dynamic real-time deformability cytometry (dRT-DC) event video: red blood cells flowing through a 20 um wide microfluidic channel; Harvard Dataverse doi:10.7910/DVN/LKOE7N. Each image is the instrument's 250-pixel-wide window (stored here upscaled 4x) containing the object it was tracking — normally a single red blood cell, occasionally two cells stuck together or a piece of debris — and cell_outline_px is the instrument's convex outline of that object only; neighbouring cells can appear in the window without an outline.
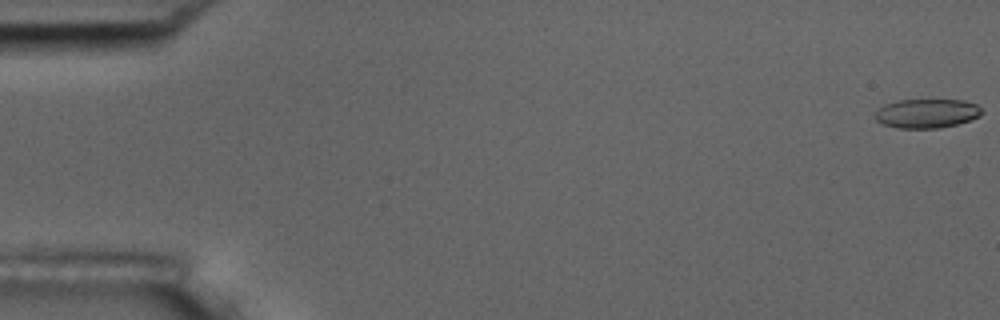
{"species": "common noctule bat (a hibernating species)", "species_latin": "Nyctalus noctula", "temperature_condition": "room temperature", "stored_images_in_passage": 56, "camera_frame_rate_fps": 3000, "um_per_image_px": 0.085, "animal": {"sex": "male", "body_mass_g": 17.5, "forearm_length_mm": 52.3}, "frame": {"image": 1, "passage_image": 1, "time_ms": 0.0, "image_size_px": [1000, 320], "cell_outline_px": [[984, 112], [980, 116], [956, 124], [940, 128], [900, 128], [884, 124], [876, 120], [876, 112], [884, 104], [900, 100], [964, 100], [976, 104]], "centroid_in_image_um": [78.8, 9.63], "position_along_channel_um": 6.2, "area_um2": 17.92}}
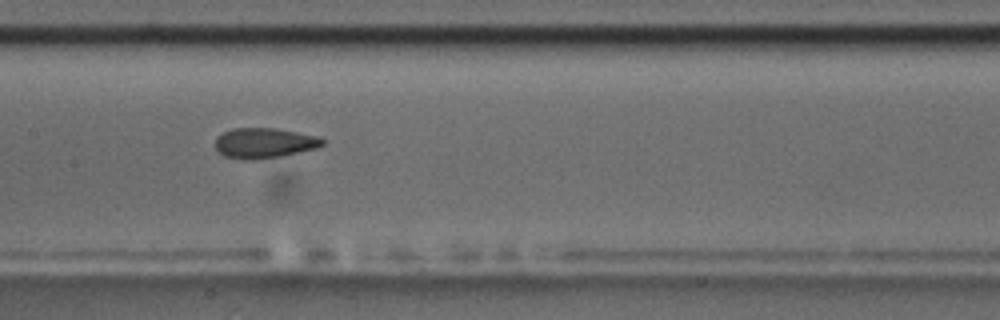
{"frame": {"image": 2, "passage_image": 28, "time_ms": 9.0, "image_size_px": [1000, 320], "cell_outline_px": [[324, 144], [316, 148], [280, 156], [252, 160], [248, 160], [224, 156], [216, 152], [216, 136], [232, 128], [276, 128], [320, 136], [324, 140]], "centroid_in_image_um": [22.45, 12.15], "position_along_channel_um": 185.0, "area_um2": 18.96}}
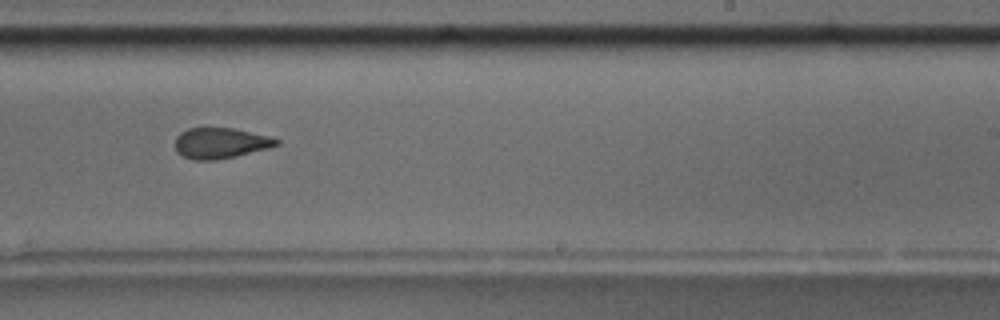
{"frame": {"image": 3, "passage_image": 35, "time_ms": 11.333, "image_size_px": [1000, 320], "cell_outline_px": [[280, 144], [268, 148], [236, 156], [216, 160], [192, 160], [176, 152], [176, 136], [180, 132], [188, 128], [232, 128], [268, 136], [280, 140]], "centroid_in_image_um": [18.72, 12.17], "position_along_channel_um": 270.3, "area_um2": 18.03}, "authors_computed_cell_mechanics": {"area_um2": 19.1896, "velocity_mm_per_s": 3.6679, "shape_relaxation_time_tau1_ms": 8.9318, "shape_relaxation_time_tau2_ms": 2.117, "deformation_change_tau1": 0.1731, "deformation_change_tau2": 0.0968}}